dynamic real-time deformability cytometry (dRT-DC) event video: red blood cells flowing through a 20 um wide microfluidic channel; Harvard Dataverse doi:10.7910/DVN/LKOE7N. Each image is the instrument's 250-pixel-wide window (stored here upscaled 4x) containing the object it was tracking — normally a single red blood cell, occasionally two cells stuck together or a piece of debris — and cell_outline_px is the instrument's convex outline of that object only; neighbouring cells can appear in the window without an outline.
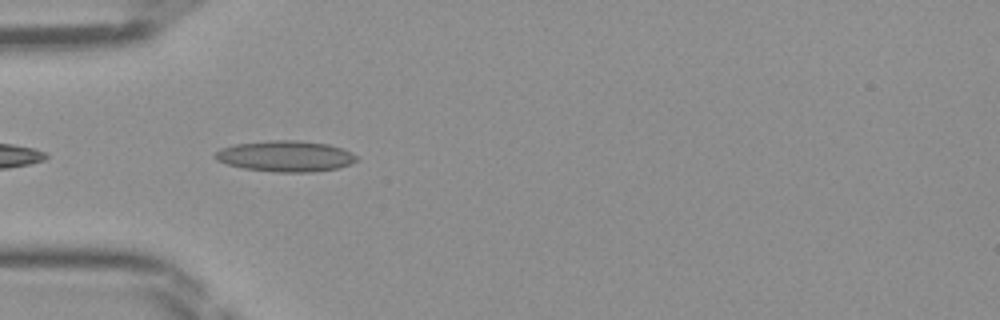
{"species": "Egyptian fruit bat (a non-hibernating species)", "species_latin": "Rousettus aegyptiacus", "temperature_condition": "room temperature", "stored_images_in_passage": 22, "camera_frame_rate_fps": 3000, "um_per_image_px": 0.085, "frame": {"image": 1, "passage_image": 2, "time_ms": 0.333, "image_size_px": [1000, 320], "cell_outline_px": [[356, 160], [340, 168], [312, 172], [276, 172], [244, 168], [228, 164], [216, 160], [212, 156], [220, 148], [236, 144], [272, 140], [296, 140], [328, 144], [352, 152], [356, 156]], "centroid_in_image_um": [24.25, 13.27], "position_along_channel_um": 60.8, "area_um2": 25.37}}
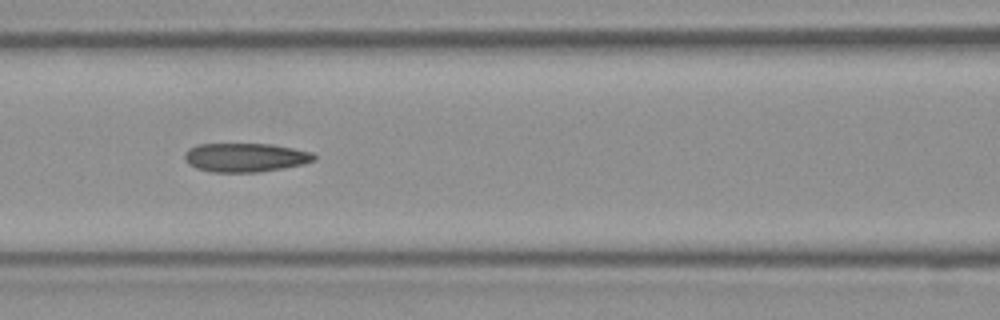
{"frame": {"image": 2, "passage_image": 8, "time_ms": 2.333, "image_size_px": [1000, 320], "cell_outline_px": [[316, 160], [304, 164], [284, 168], [256, 172], [212, 172], [196, 168], [188, 164], [184, 160], [184, 152], [188, 148], [196, 144], [272, 144], [312, 152], [316, 156]], "centroid_in_image_um": [20.83, 13.38], "position_along_channel_um": 145.8, "area_um2": 21.96}}
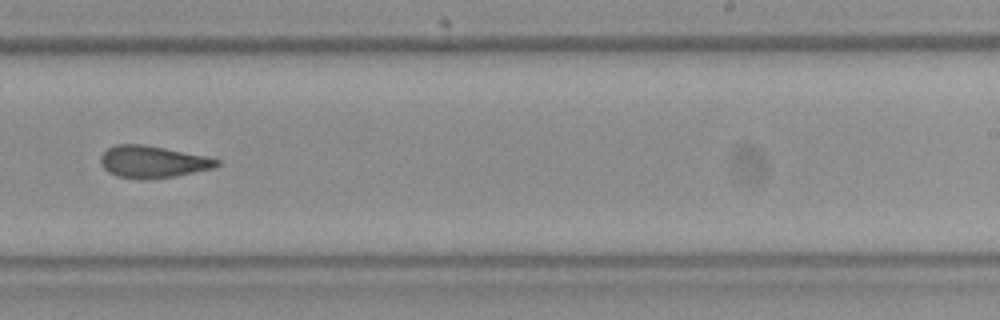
{"frame": {"image": 3, "passage_image": 17, "time_ms": 5.333, "image_size_px": [1000, 320], "cell_outline_px": [[220, 164], [216, 168], [176, 176], [144, 180], [140, 180], [116, 176], [108, 172], [104, 168], [100, 160], [100, 156], [108, 148], [116, 144], [144, 144], [208, 156], [220, 160]], "centroid_in_image_um": [13.01, 13.76], "position_along_channel_um": 276.0, "area_um2": 22.02}}